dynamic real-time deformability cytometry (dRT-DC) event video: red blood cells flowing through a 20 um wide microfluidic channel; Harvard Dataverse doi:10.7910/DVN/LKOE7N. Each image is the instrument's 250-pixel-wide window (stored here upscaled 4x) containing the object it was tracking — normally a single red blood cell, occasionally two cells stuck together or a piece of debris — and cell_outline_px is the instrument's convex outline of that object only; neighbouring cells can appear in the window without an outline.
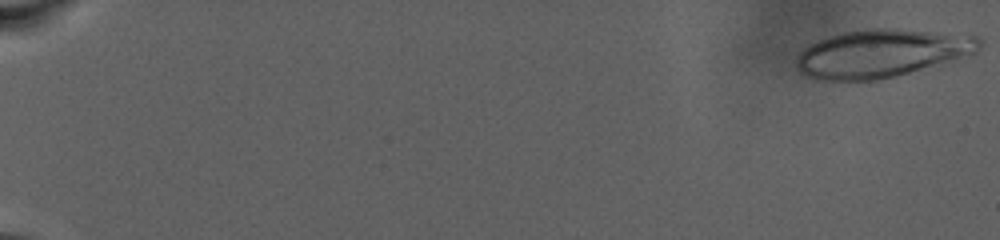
{"species": "human", "species_latin": "Homo sapiens", "temperature_condition": "warm", "stored_images_in_passage": 86, "camera_frame_rate_fps": 3000, "um_per_image_px": 0.085, "donor": {"sex": "male"}, "frame": {"image": 1, "passage_image": 1, "time_ms": 0.0, "image_size_px": [1000, 240], "cell_outline_px": [[984, 44], [976, 52], [940, 68], [876, 80], [816, 80], [804, 76], [800, 72], [796, 64], [796, 60], [800, 52], [808, 44], [816, 40], [828, 36], [844, 32], [868, 28], [900, 28], [980, 36], [984, 40]], "centroid_in_image_um": [75.05, 4.54], "position_along_channel_um": 10.0, "area_um2": 52.83}}
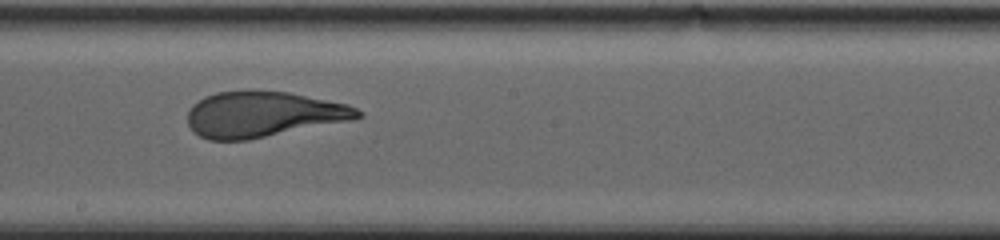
{"frame": {"image": 2, "passage_image": 53, "time_ms": 17.333, "image_size_px": [1000, 240], "cell_outline_px": [[364, 116], [348, 120], [248, 140], [208, 140], [192, 132], [188, 124], [188, 112], [192, 104], [204, 96], [216, 92], [288, 92], [348, 104], [364, 112]], "centroid_in_image_um": [22.33, 9.73], "position_along_channel_um": 225.9, "area_um2": 44.68}}
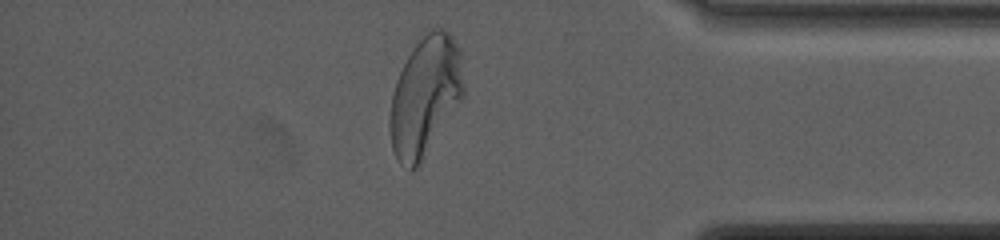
{"frame": {"image": 3, "passage_image": 76, "time_ms": 25.0, "image_size_px": [1000, 240], "cell_outline_px": [[464, 96], [420, 164], [416, 168], [408, 168], [400, 164], [392, 148], [388, 128], [388, 120], [392, 92], [396, 80], [408, 56], [416, 44], [436, 24], [444, 28], [452, 36], [460, 48], [464, 84]], "centroid_in_image_um": [36.14, 8.15], "position_along_channel_um": 399.1, "area_um2": 51.5}, "authors_computed_cell_mechanics": {"area_um2": 49.4479, "velocity_mm_per_s": 2.5028, "shape_relaxation_time_tau1_ms": 7.5571, "shape_relaxation_time_tau2_ms": 1.3446, "deformation_change_tau1": 0.2549, "deformation_change_tau2": 0.0914}}